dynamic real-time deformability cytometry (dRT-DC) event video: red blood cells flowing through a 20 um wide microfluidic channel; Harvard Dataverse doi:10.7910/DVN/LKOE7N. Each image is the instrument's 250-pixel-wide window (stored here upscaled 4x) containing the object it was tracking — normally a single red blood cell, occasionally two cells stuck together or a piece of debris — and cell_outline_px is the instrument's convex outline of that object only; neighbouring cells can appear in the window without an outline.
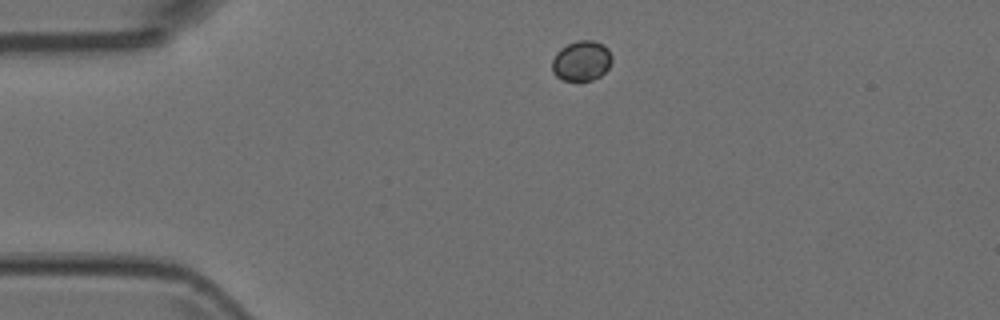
{"species": "Egyptian fruit bat (a non-hibernating species)", "species_latin": "Rousettus aegyptiacus", "temperature_condition": "room temperature", "stored_images_in_passage": 3, "camera_frame_rate_fps": 3000, "um_per_image_px": 0.085, "animal": {"sex": "female"}, "frame": {"image": 1, "passage_image": 1, "time_ms": 0.0, "image_size_px": [1000, 320], "cell_outline_px": [[612, 60], [608, 68], [600, 76], [592, 80], [564, 80], [556, 76], [552, 72], [552, 60], [556, 52], [560, 48], [576, 40], [592, 40], [604, 44], [608, 48], [612, 56]], "centroid_in_image_um": [49.43, 5.15], "position_along_channel_um": 35.6, "area_um2": 14.1}}
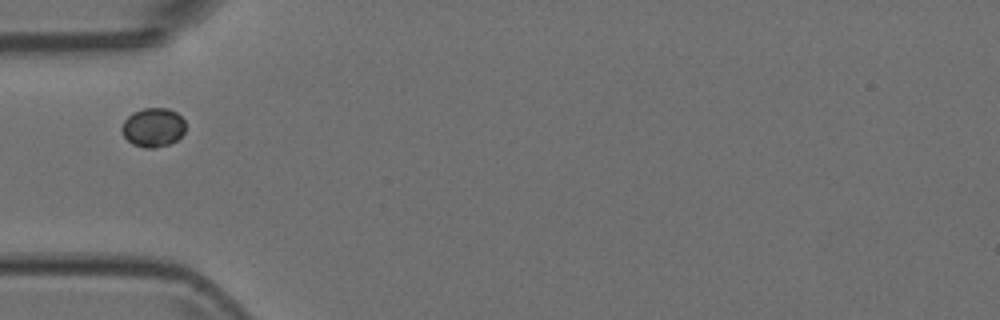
{"frame": {"image": 2, "passage_image": 3, "time_ms": 0.667, "image_size_px": [1000, 320], "cell_outline_px": [[184, 132], [176, 140], [168, 144], [152, 148], [144, 148], [132, 144], [124, 136], [120, 128], [124, 120], [132, 112], [144, 108], [168, 108], [176, 112], [184, 120]], "centroid_in_image_um": [12.99, 10.82], "position_along_channel_um": 72.0, "area_um2": 14.45}}